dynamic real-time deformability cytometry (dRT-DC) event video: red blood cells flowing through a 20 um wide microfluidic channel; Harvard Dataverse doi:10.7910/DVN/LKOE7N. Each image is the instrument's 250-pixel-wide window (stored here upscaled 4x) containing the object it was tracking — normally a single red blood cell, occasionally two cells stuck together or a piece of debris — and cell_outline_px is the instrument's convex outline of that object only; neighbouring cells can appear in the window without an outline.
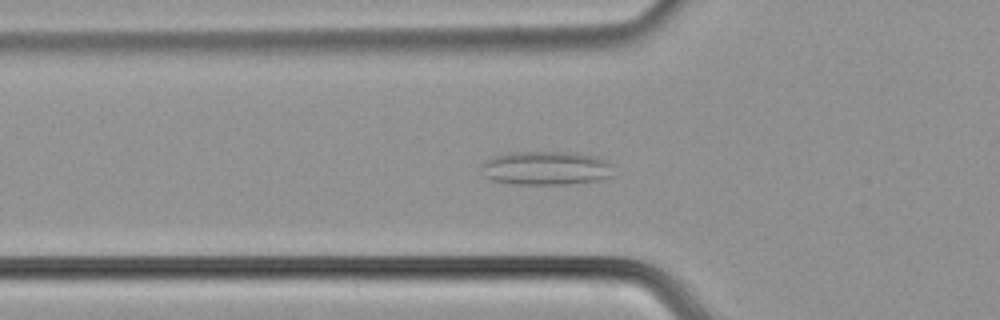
{"species": "common noctule bat (a hibernating species)", "species_latin": "Nyctalus noctula", "temperature_condition": "cold", "stored_images_in_passage": 44, "camera_frame_rate_fps": 3000, "um_per_image_px": 0.085, "animal": {"sex": "male", "body_mass_g": 21.5, "forearm_length_mm": 52.0}, "frame": {"image": 1, "passage_image": 8, "time_ms": 2.333, "image_size_px": [1000, 320], "cell_outline_px": [[612, 176], [600, 180], [568, 184], [512, 184], [492, 180], [484, 176], [480, 164], [484, 160], [492, 156], [508, 152], [576, 152], [596, 156], [608, 160], [612, 164]], "centroid_in_image_um": [46.4, 14.28], "position_along_channel_um": 79.4, "area_um2": 26.53}}
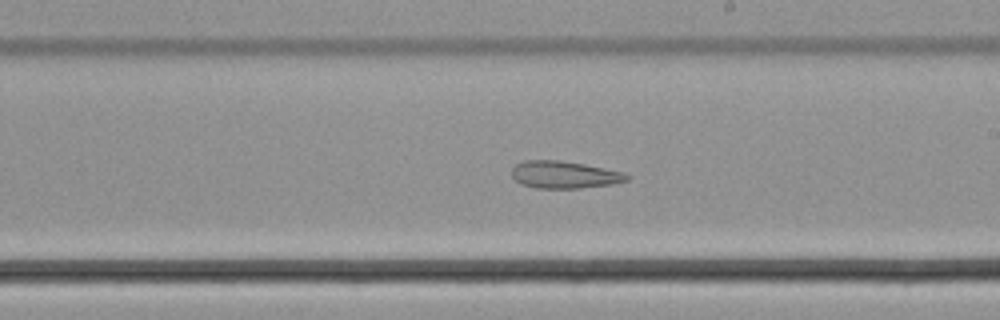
{"frame": {"image": 2, "passage_image": 21, "time_ms": 6.667, "image_size_px": [1000, 320], "cell_outline_px": [[632, 176], [628, 180], [612, 184], [580, 188], [536, 188], [520, 184], [512, 176], [512, 168], [516, 164], [524, 160], [560, 160], [584, 164], [624, 172]], "centroid_in_image_um": [47.97, 14.85], "position_along_channel_um": 241.0, "area_um2": 18.38}}
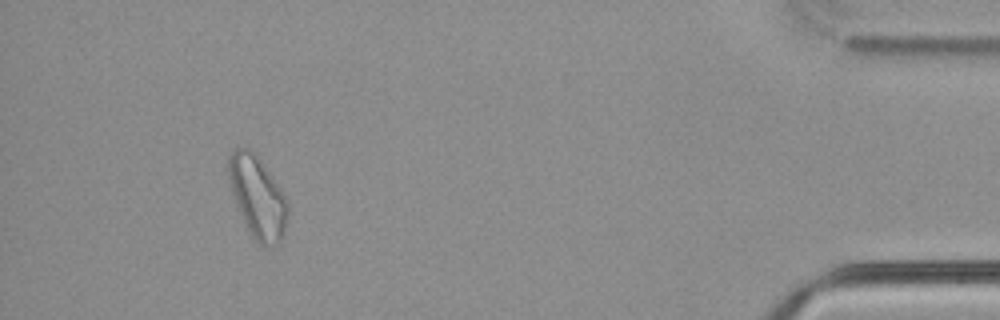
{"frame": {"image": 3, "passage_image": 40, "time_ms": 13.0, "image_size_px": [1000, 320], "cell_outline_px": [[288, 212], [284, 232], [280, 244], [272, 248], [264, 248], [256, 244], [244, 224], [236, 204], [228, 180], [228, 156], [236, 148], [248, 148], [256, 152], [288, 200]], "centroid_in_image_um": [21.9, 16.81], "position_along_channel_um": 413.3, "area_um2": 28.84}, "authors_computed_cell_mechanics": {"area_um2": 22.4842, "velocity_mm_per_s": 3.7355, "shape_relaxation_time_tau1_ms": null, "shape_relaxation_time_tau2_ms": 4.3133, "deformation_change_tau1": null, "deformation_change_tau2": 0.1199}}